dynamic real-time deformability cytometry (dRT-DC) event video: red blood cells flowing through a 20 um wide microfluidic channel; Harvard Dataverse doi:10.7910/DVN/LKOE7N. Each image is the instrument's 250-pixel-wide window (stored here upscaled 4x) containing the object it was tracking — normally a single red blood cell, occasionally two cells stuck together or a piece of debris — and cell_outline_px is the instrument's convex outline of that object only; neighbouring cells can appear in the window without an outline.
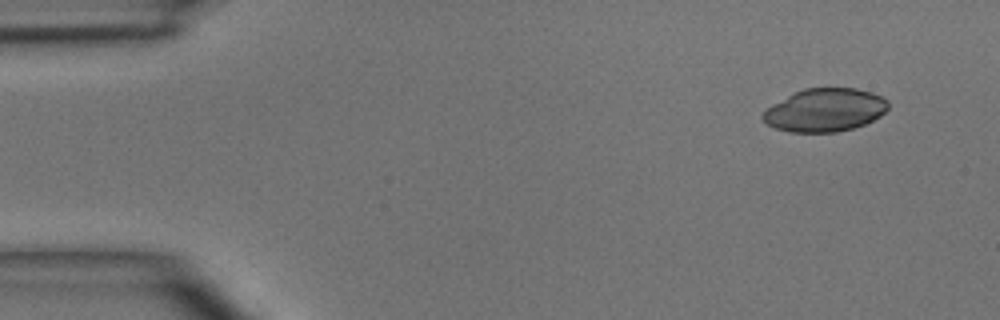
{"species": "common noctule bat (a hibernating species)", "species_latin": "Nyctalus noctula", "temperature_condition": "room temperature", "stored_images_in_passage": 5, "segment_of_instrument_passage": [1, 2], "camera_frame_rate_fps": 3000, "um_per_image_px": 0.085, "animal": {"sex": "male", "body_mass_g": 15.6}, "frame": {"image": 1, "passage_image": 1, "time_ms": 0.0, "image_size_px": [1000, 320], "cell_outline_px": [[888, 108], [880, 116], [864, 124], [852, 128], [836, 132], [788, 132], [776, 128], [768, 124], [760, 116], [772, 104], [804, 88], [856, 88], [872, 92], [888, 100]], "centroid_in_image_um": [70.13, 9.35], "position_along_channel_um": 14.9, "area_um2": 31.27}}